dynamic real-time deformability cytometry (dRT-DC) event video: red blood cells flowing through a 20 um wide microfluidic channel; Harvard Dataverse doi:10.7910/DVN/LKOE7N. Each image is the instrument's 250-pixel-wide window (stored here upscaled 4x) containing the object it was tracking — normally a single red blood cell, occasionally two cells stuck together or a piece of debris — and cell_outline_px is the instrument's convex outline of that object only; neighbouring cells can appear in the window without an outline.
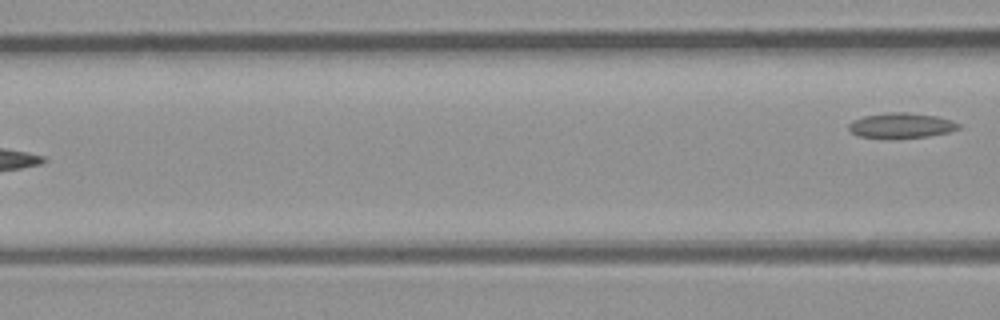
{"species": "common noctule bat (a hibernating species)", "species_latin": "Nyctalus noctula", "temperature_condition": "room temperature", "stored_images_in_passage": 5, "camera_frame_rate_fps": 3000, "um_per_image_px": 0.085, "animal": {"sex": "male", "body_mass_g": 23.1, "forearm_length_mm": 52.7}, "frame": {"image": 1, "passage_image": 5, "time_ms": 5.667, "image_size_px": [1000, 320], "cell_outline_px": [[960, 128], [948, 132], [928, 136], [856, 136], [848, 128], [848, 124], [852, 120], [864, 116], [888, 112], [908, 112], [936, 116], [952, 120], [960, 124]], "centroid_in_image_um": [76.61, 10.62], "position_along_channel_um": 90.0, "area_um2": 15.55}}